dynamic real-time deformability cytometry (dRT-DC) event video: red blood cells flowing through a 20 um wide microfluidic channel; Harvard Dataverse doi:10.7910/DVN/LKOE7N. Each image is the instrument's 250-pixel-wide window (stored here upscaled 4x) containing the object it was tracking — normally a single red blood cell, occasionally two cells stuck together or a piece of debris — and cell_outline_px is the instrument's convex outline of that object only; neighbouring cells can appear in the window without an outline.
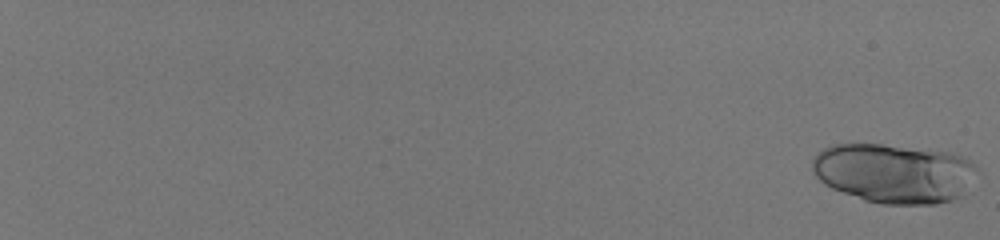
{"species": "human", "species_latin": "Homo sapiens", "temperature_condition": "room temperature", "stored_images_in_passage": 59, "camera_frame_rate_fps": 3000, "um_per_image_px": 0.085, "donor": {"sex": "male"}, "frame": {"image": 1, "passage_image": 1, "time_ms": 0.0, "image_size_px": [1000, 240], "cell_outline_px": [[976, 168], [960, 196], [952, 200], [936, 204], [880, 204], [864, 200], [832, 188], [824, 184], [816, 176], [812, 168], [812, 160], [824, 148], [836, 144], [880, 144], [944, 152], [956, 156], [972, 164]], "centroid_in_image_um": [75.89, 14.74], "position_along_channel_um": 9.1, "area_um2": 55.83}}
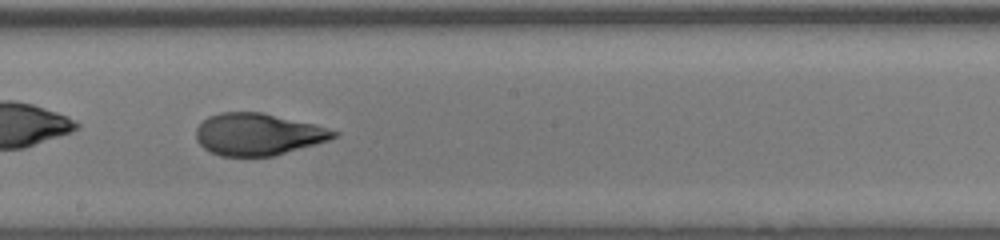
{"frame": {"image": 2, "passage_image": 40, "time_ms": 13.0, "image_size_px": [1000, 240], "cell_outline_px": [[340, 132], [336, 136], [328, 140], [316, 144], [272, 156], [220, 156], [204, 148], [196, 140], [196, 128], [208, 116], [220, 112], [264, 112], [312, 124]], "centroid_in_image_um": [21.9, 11.41], "position_along_channel_um": 226.3, "area_um2": 33.47}}
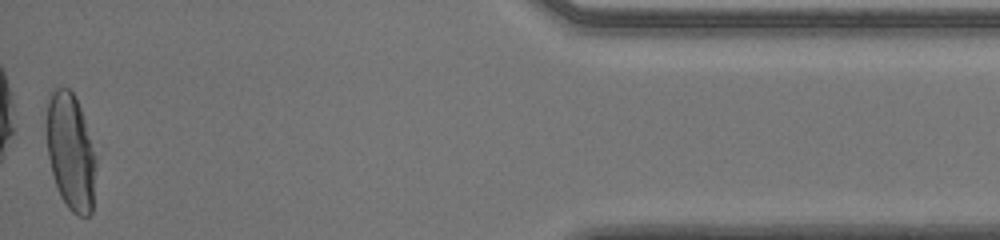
{"frame": {"image": 3, "passage_image": 59, "time_ms": 19.333, "image_size_px": [1000, 240], "cell_outline_px": [[96, 164], [92, 212], [88, 216], [80, 216], [72, 212], [68, 208], [60, 196], [52, 172], [48, 156], [44, 128], [44, 124], [48, 100], [52, 92], [56, 88], [68, 88], [72, 92], [80, 108], [84, 120], [96, 160]], "centroid_in_image_um": [5.97, 12.9], "position_along_channel_um": 429.2, "area_um2": 33.64}, "authors_computed_cell_mechanics": {"area_um2": 36.0672, "velocity_mm_per_s": 4.0029, "shape_relaxation_time_tau1_ms": 6.1858, "shape_relaxation_time_tau2_ms": null, "deformation_change_tau1": 0.2736, "deformation_change_tau2": null}}